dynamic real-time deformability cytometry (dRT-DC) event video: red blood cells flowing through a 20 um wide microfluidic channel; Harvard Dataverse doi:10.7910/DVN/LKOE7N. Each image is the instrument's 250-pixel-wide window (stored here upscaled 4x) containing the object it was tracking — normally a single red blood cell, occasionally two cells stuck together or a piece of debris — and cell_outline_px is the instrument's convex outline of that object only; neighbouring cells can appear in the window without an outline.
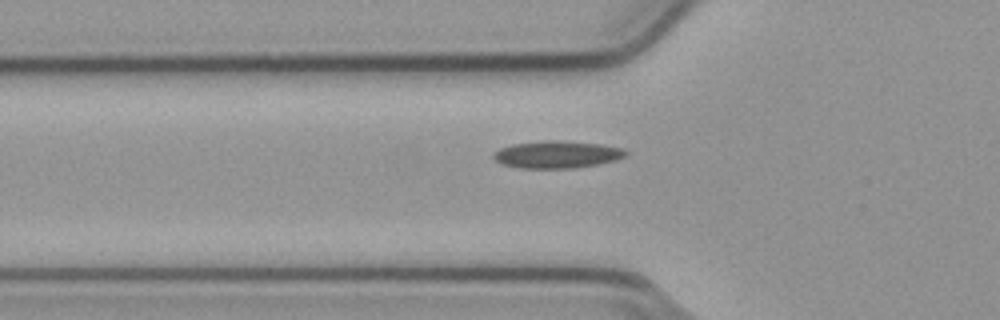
{"species": "common noctule bat (a hibernating species)", "species_latin": "Nyctalus noctula", "temperature_condition": "cold", "stored_images_in_passage": 35, "camera_frame_rate_fps": 3000, "um_per_image_px": 0.085, "animal": {"sex": "male", "body_mass_g": 23.1, "forearm_length_mm": 52.7}, "frame": {"image": 1, "passage_image": 5, "time_ms": 1.333, "image_size_px": [1000, 320], "cell_outline_px": [[628, 152], [624, 156], [616, 160], [596, 164], [572, 168], [520, 168], [504, 164], [496, 160], [492, 156], [492, 152], [500, 148], [512, 144], [544, 140], [556, 140], [600, 144], [624, 148]], "centroid_in_image_um": [47.32, 13.12], "position_along_channel_um": 78.5, "area_um2": 20.92}}
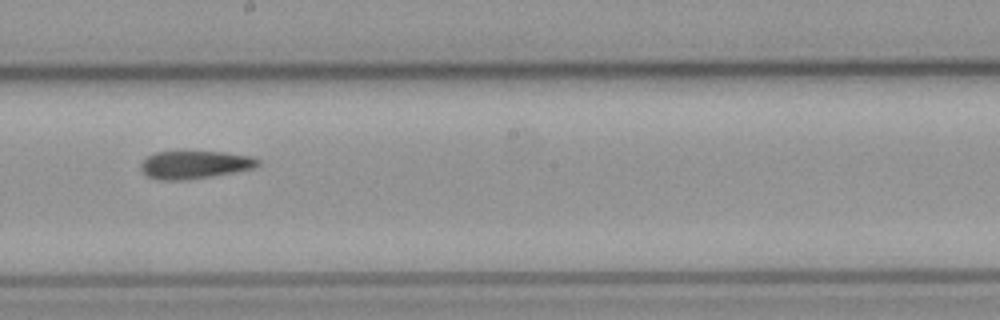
{"frame": {"image": 2, "passage_image": 17, "time_ms": 5.333, "image_size_px": [1000, 320], "cell_outline_px": [[260, 164], [252, 168], [236, 172], [184, 180], [156, 180], [148, 176], [140, 168], [140, 164], [148, 156], [156, 152], [224, 152], [252, 156], [260, 160]], "centroid_in_image_um": [16.56, 14.0], "position_along_channel_um": 231.6, "area_um2": 18.9}}
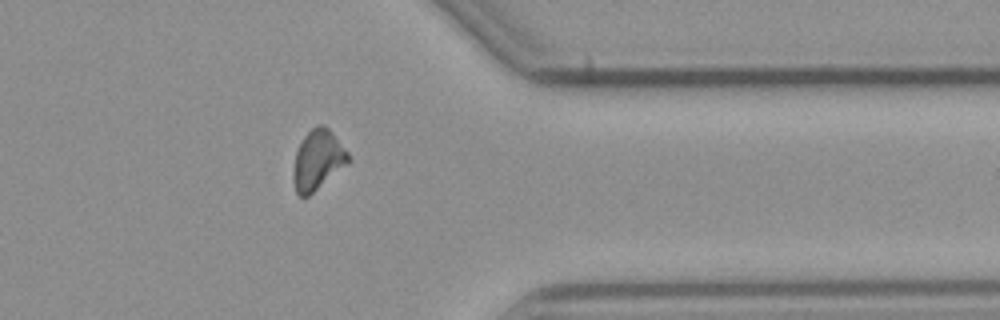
{"frame": {"image": 3, "passage_image": 30, "time_ms": 9.667, "image_size_px": [1000, 320], "cell_outline_px": [[352, 160], [348, 164], [308, 196], [300, 196], [296, 192], [292, 180], [292, 172], [296, 152], [304, 136], [316, 124], [324, 124], [332, 132], [348, 152]], "centroid_in_image_um": [27.01, 13.59], "position_along_channel_um": 384.4, "area_um2": 19.25}, "authors_computed_cell_mechanics": {"area_um2": 19.4208, "velocity_mm_per_s": 3.7929, "shape_relaxation_time_tau1_ms": null, "shape_relaxation_time_tau2_ms": 4.3447, "deformation_change_tau1": null, "deformation_change_tau2": 0.1105}}